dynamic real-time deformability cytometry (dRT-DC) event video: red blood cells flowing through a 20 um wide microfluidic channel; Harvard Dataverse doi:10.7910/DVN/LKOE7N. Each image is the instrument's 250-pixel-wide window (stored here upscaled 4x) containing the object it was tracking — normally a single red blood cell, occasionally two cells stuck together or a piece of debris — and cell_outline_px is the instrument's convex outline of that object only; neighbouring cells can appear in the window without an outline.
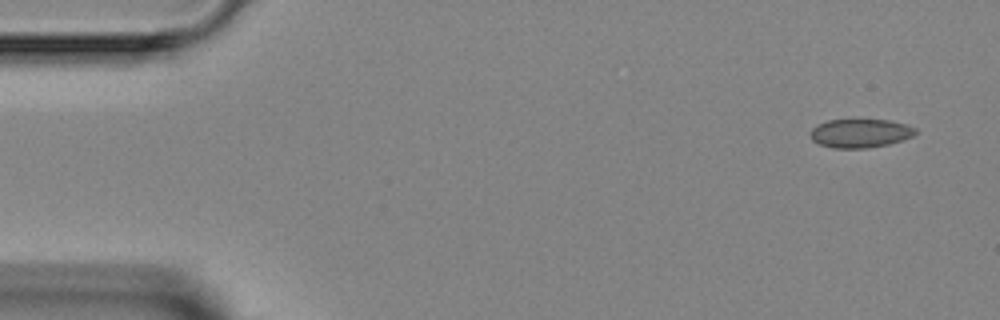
{"species": "Egyptian fruit bat (a non-hibernating species)", "species_latin": "Rousettus aegyptiacus", "temperature_condition": "room temperature", "stored_images_in_passage": 4, "camera_frame_rate_fps": 3000, "um_per_image_px": 0.085, "animal": {"sex": "female"}, "frame": {"image": 1, "passage_image": 1, "time_ms": 0.0, "image_size_px": [1000, 320], "cell_outline_px": [[916, 132], [912, 136], [904, 140], [888, 144], [868, 148], [832, 148], [820, 144], [812, 140], [808, 136], [812, 128], [828, 120], [888, 120], [908, 124], [916, 128]], "centroid_in_image_um": [73.13, 11.33], "position_along_channel_um": 11.9, "area_um2": 17.63}}
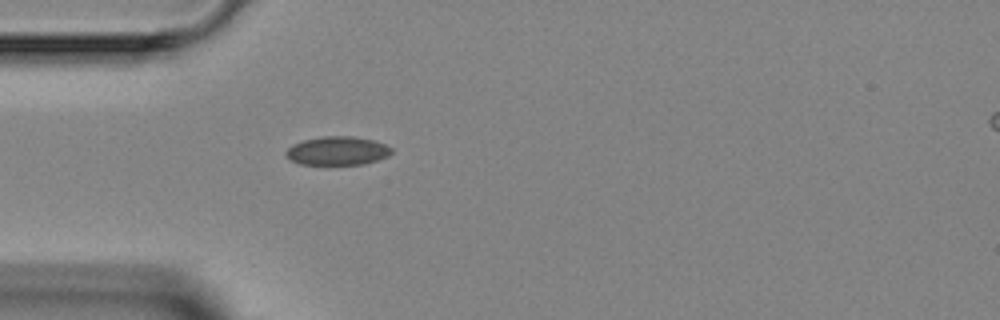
{"frame": {"image": 2, "passage_image": 4, "time_ms": 3.667, "image_size_px": [1000, 320], "cell_outline_px": [[392, 152], [388, 156], [364, 164], [300, 164], [284, 156], [284, 152], [292, 144], [304, 140], [324, 136], [352, 136], [372, 140], [384, 144], [392, 148]], "centroid_in_image_um": [28.65, 12.82], "position_along_channel_um": 56.3, "area_um2": 17.51}}